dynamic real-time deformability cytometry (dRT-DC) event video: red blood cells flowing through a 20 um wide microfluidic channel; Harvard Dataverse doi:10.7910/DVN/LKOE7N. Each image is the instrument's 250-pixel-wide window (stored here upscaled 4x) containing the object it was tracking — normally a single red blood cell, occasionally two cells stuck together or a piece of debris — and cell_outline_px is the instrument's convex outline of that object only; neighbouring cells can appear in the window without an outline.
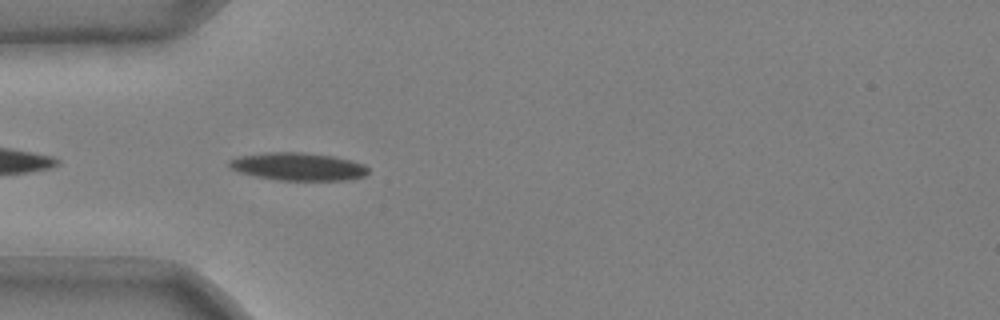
{"species": "common noctule bat (a hibernating species)", "species_latin": "Nyctalus noctula", "temperature_condition": "cold", "stored_images_in_passage": 25, "camera_frame_rate_fps": 3000, "um_per_image_px": 0.085, "animal": {"sex": "male", "body_mass_g": 20.4}, "frame": {"image": 1, "passage_image": 2, "time_ms": 0.333, "image_size_px": [1000, 320], "cell_outline_px": [[368, 172], [364, 176], [352, 180], [280, 180], [256, 176], [240, 172], [228, 168], [228, 160], [240, 156], [264, 152], [300, 152], [332, 156], [364, 164], [368, 168]], "centroid_in_image_um": [25.31, 14.16], "position_along_channel_um": 59.7, "area_um2": 22.48}}
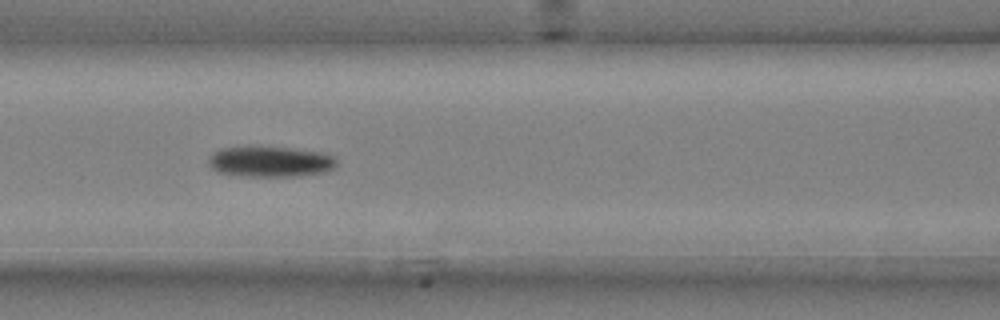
{"frame": {"image": 2, "passage_image": 9, "time_ms": 2.667, "image_size_px": [1000, 320], "cell_outline_px": [[336, 164], [332, 168], [324, 172], [296, 176], [244, 176], [220, 172], [212, 168], [208, 164], [208, 160], [220, 148], [288, 148], [320, 152], [336, 156]], "centroid_in_image_um": [23.01, 13.76], "position_along_channel_um": 143.6, "area_um2": 22.2}}
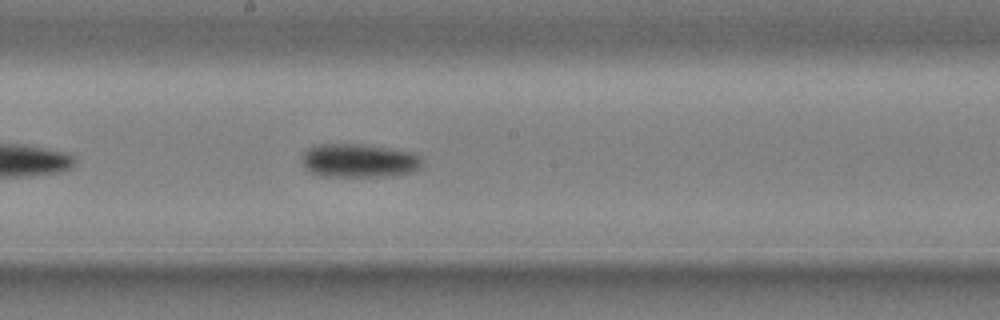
{"frame": {"image": 3, "passage_image": 15, "time_ms": 4.667, "image_size_px": [1000, 320], "cell_outline_px": [[424, 168], [416, 172], [392, 176], [320, 176], [308, 172], [304, 168], [300, 160], [300, 156], [308, 148], [320, 144], [364, 144], [416, 152], [420, 156]], "centroid_in_image_um": [30.55, 13.66], "position_along_channel_um": 217.7, "area_um2": 24.33}}